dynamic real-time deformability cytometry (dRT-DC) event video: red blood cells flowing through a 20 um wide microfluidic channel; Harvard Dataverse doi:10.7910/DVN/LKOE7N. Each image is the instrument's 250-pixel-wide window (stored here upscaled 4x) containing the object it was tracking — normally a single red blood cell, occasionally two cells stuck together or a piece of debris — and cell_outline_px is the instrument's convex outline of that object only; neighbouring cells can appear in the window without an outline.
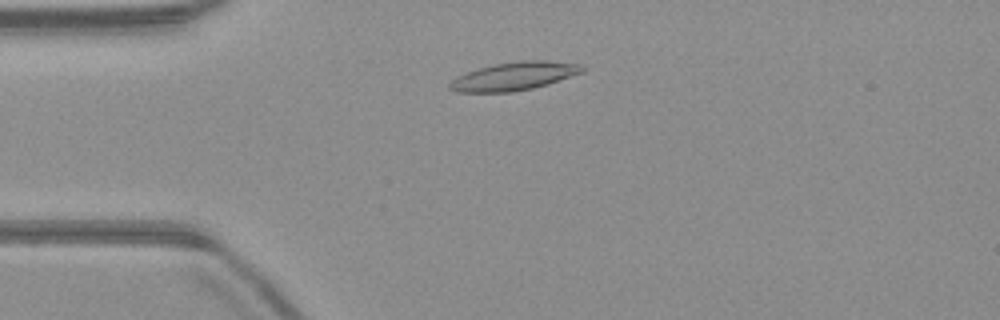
{"species": "common noctule bat (a hibernating species)", "species_latin": "Nyctalus noctula", "temperature_condition": "warm", "stored_images_in_passage": 49, "camera_frame_rate_fps": 3000, "um_per_image_px": 0.085, "animal": {"sex": "male", "body_mass_g": 23.1, "forearm_length_mm": 52.7}, "frame": {"image": 1, "passage_image": 10, "time_ms": 3.0, "image_size_px": [1000, 320], "cell_outline_px": [[588, 68], [584, 72], [548, 84], [532, 88], [512, 92], [456, 92], [448, 88], [448, 84], [456, 76], [480, 68], [496, 64], [520, 60], [548, 60], [580, 64]], "centroid_in_image_um": [43.74, 6.47], "position_along_channel_um": 41.3, "area_um2": 21.91}}
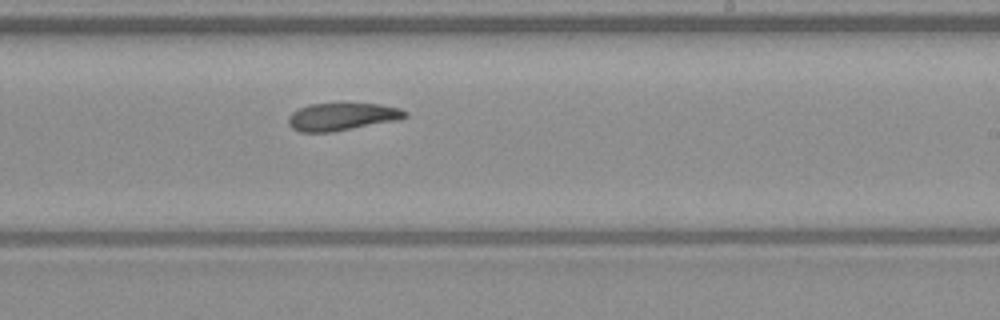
{"frame": {"image": 2, "passage_image": 28, "time_ms": 9.0, "image_size_px": [1000, 320], "cell_outline_px": [[408, 116], [396, 120], [332, 132], [300, 132], [292, 128], [288, 124], [288, 116], [296, 108], [308, 104], [344, 100], [380, 104], [400, 108], [408, 112]], "centroid_in_image_um": [29.04, 9.85], "position_along_channel_um": 260.0, "area_um2": 19.77}}
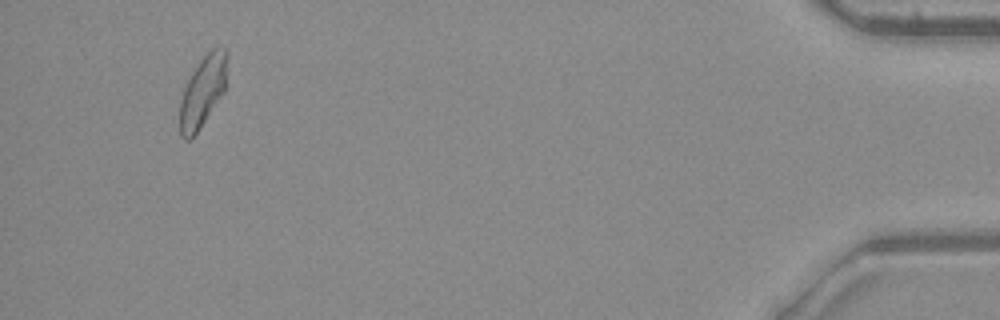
{"frame": {"image": 3, "passage_image": 46, "time_ms": 15.0, "image_size_px": [1000, 320], "cell_outline_px": [[228, 56], [224, 92], [200, 128], [188, 140], [184, 140], [180, 136], [180, 100], [184, 88], [192, 72], [200, 60], [212, 48], [228, 48]], "centroid_in_image_um": [17.24, 7.75], "position_along_channel_um": 418.0, "area_um2": 19.48}, "authors_computed_cell_mechanics": {"area_um2": 19.7676, "velocity_mm_per_s": 3.9972, "shape_relaxation_time_tau1_ms": null, "shape_relaxation_time_tau2_ms": 10.9806, "deformation_change_tau1": null, "deformation_change_tau2": 0.2348}}